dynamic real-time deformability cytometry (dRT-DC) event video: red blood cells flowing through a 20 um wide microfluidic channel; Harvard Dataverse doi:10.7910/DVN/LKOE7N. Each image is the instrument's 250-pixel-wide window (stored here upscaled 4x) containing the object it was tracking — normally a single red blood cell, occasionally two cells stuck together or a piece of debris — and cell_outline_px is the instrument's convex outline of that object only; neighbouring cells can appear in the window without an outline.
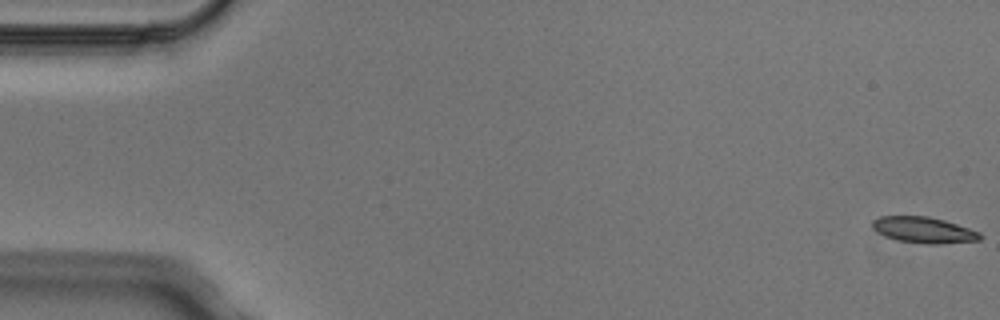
{"species": "Egyptian fruit bat (a non-hibernating species)", "species_latin": "Rousettus aegyptiacus", "temperature_condition": "cold", "stored_images_in_passage": 5, "camera_frame_rate_fps": 3000, "um_per_image_px": 0.085, "animal": {"sex": "male"}, "frame": {"image": 1, "passage_image": 1, "time_ms": 0.0, "image_size_px": [1000, 320], "cell_outline_px": [[984, 236], [980, 240], [936, 244], [928, 244], [896, 240], [884, 236], [872, 228], [872, 220], [880, 216], [928, 216], [944, 220], [980, 232]], "centroid_in_image_um": [78.5, 19.55], "position_along_channel_um": 6.5, "area_um2": 16.36}}
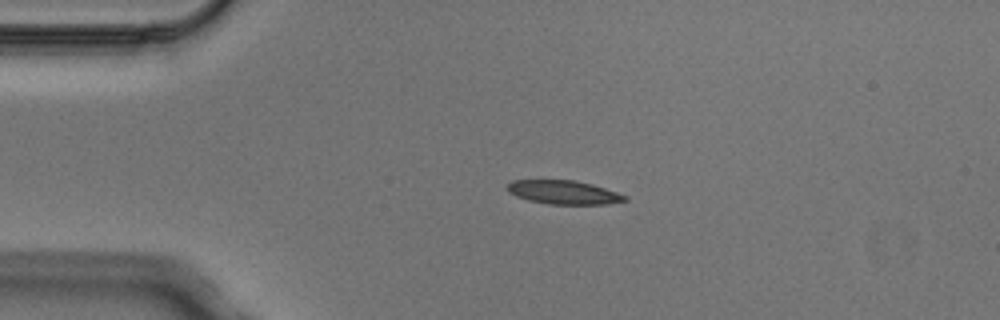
{"frame": {"image": 2, "passage_image": 4, "time_ms": 1.0, "image_size_px": [1000, 320], "cell_outline_px": [[628, 200], [608, 204], [548, 204], [528, 200], [516, 196], [508, 192], [504, 188], [512, 180], [572, 180], [592, 184], [628, 196]], "centroid_in_image_um": [47.88, 16.35], "position_along_channel_um": 37.1, "area_um2": 16.3}}